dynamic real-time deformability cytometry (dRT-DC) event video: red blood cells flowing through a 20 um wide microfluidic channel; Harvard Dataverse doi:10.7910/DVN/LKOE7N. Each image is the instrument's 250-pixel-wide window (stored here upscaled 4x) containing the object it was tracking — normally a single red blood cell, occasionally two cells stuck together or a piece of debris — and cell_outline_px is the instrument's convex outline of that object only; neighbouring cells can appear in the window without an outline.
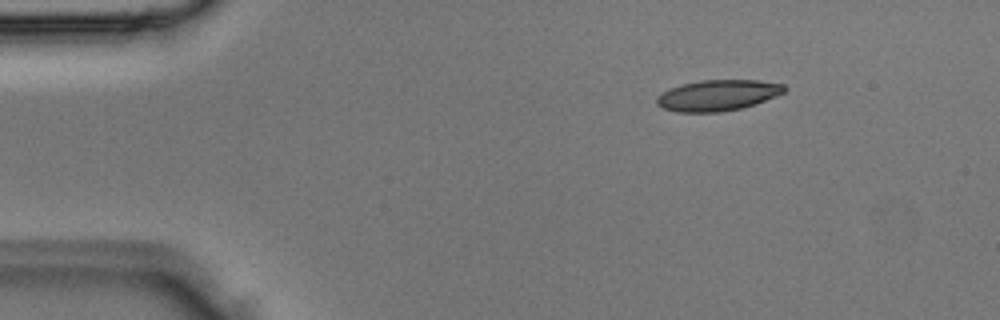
{"species": "Egyptian fruit bat (a non-hibernating species)", "species_latin": "Rousettus aegyptiacus", "temperature_condition": "room temperature", "stored_images_in_passage": 4, "camera_frame_rate_fps": 3000, "um_per_image_px": 0.085, "animal": {"sex": "male"}, "frame": {"image": 1, "passage_image": 1, "time_ms": 0.0, "image_size_px": [1000, 320], "cell_outline_px": [[788, 88], [784, 92], [776, 96], [740, 108], [720, 112], [676, 112], [664, 108], [656, 104], [656, 96], [660, 92], [668, 88], [700, 80], [760, 80], [784, 84]], "centroid_in_image_um": [60.98, 8.09], "position_along_channel_um": 24.0, "area_um2": 23.0}}
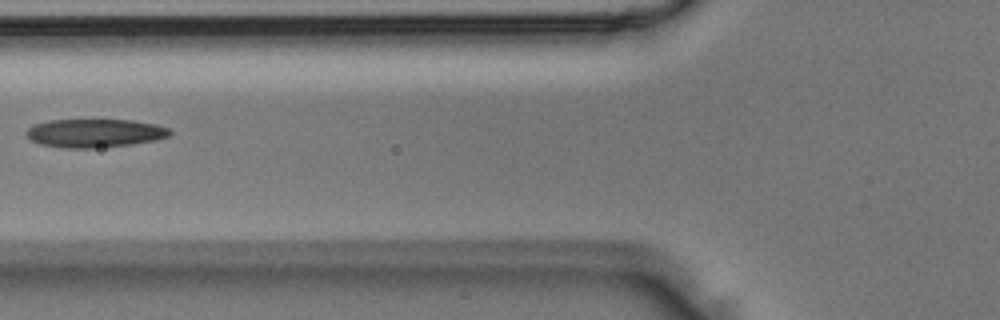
{"frame": {"image": 2, "passage_image": 4, "time_ms": 1.0, "image_size_px": [1000, 320], "cell_outline_px": [[172, 132], [168, 136], [156, 140], [132, 144], [92, 148], [64, 148], [40, 144], [32, 140], [28, 136], [28, 128], [36, 124], [48, 120], [132, 120], [156, 124], [168, 128]], "centroid_in_image_um": [8.09, 11.31], "position_along_channel_um": 117.7, "area_um2": 23.58}}